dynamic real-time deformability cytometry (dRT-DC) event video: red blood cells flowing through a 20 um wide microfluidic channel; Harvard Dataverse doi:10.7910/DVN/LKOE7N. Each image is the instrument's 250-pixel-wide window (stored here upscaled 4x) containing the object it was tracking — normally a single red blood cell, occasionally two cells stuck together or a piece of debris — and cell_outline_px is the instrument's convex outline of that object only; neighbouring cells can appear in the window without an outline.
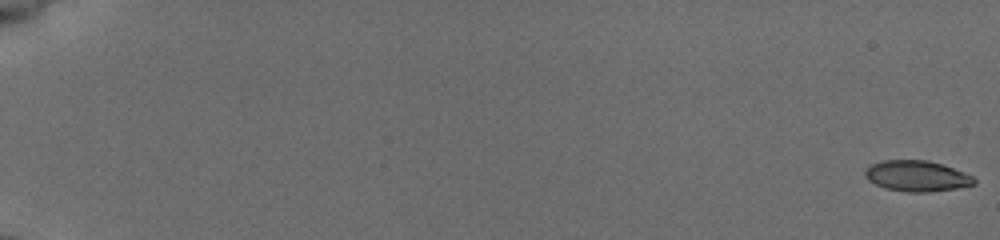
{"species": "common noctule bat (a hibernating species)", "species_latin": "Nyctalus noctula", "temperature_condition": "cold", "stored_images_in_passage": 56, "camera_frame_rate_fps": 3000, "um_per_image_px": 0.085, "animal": {"sex": "female", "body_mass_g": 19.5, "forearm_length_mm": 54.1}, "frame": {"image": 1, "passage_image": 1, "time_ms": 0.0, "image_size_px": [1000, 240], "cell_outline_px": [[976, 184], [956, 188], [928, 192], [908, 192], [884, 188], [868, 180], [864, 176], [864, 172], [872, 164], [884, 160], [928, 160], [964, 172], [972, 176], [976, 180]], "centroid_in_image_um": [77.92, 14.96], "position_along_channel_um": 7.1, "area_um2": 19.42}}
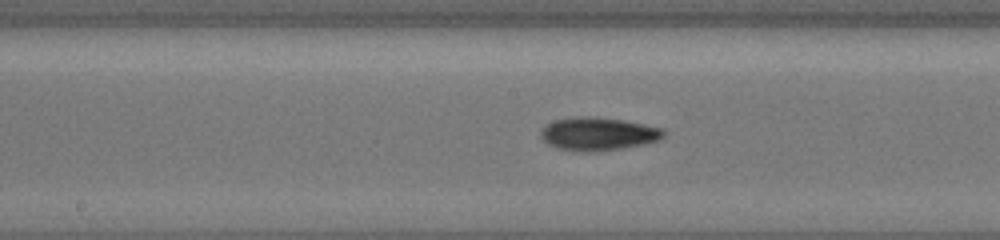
{"frame": {"image": 2, "passage_image": 32, "time_ms": 10.333, "image_size_px": [1000, 240], "cell_outline_px": [[664, 136], [660, 140], [644, 144], [624, 148], [588, 152], [580, 152], [556, 148], [548, 144], [540, 136], [540, 132], [544, 124], [556, 120], [576, 116], [592, 116], [624, 120], [664, 128]], "centroid_in_image_um": [50.83, 11.38], "position_along_channel_um": 197.4, "area_um2": 23.99}}
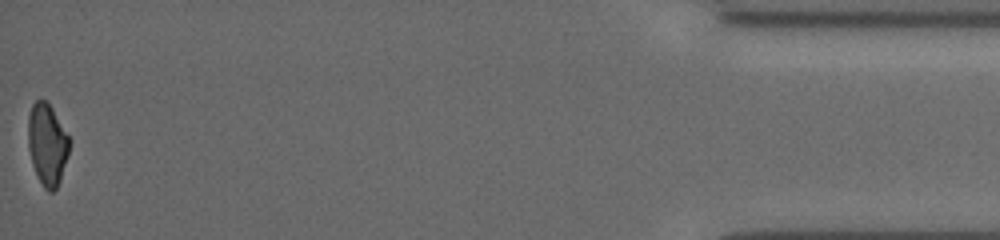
{"frame": {"image": 3, "passage_image": 56, "time_ms": 18.333, "image_size_px": [1000, 240], "cell_outline_px": [[72, 140], [68, 156], [60, 180], [56, 188], [52, 192], [48, 192], [44, 188], [32, 164], [28, 148], [28, 116], [32, 104], [36, 100], [44, 100], [52, 108]], "centroid_in_image_um": [4.03, 12.26], "position_along_channel_um": 431.2, "area_um2": 19.77}, "authors_computed_cell_mechanics": {"area_um2": 21.2126, "velocity_mm_per_s": 3.8965, "shape_relaxation_time_tau1_ms": 4.0598, "shape_relaxation_time_tau2_ms": 8.5454, "deformation_change_tau1": 0.1392, "deformation_change_tau2": 0.1295}}